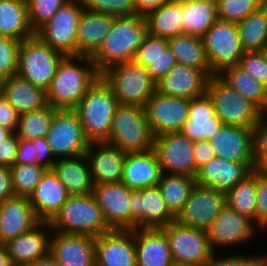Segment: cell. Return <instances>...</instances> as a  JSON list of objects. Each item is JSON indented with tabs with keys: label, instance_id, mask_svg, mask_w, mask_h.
Here are the masks:
<instances>
[{
	"label": "cell",
	"instance_id": "1",
	"mask_svg": "<svg viewBox=\"0 0 267 266\" xmlns=\"http://www.w3.org/2000/svg\"><path fill=\"white\" fill-rule=\"evenodd\" d=\"M101 74L89 56H66L46 90L47 104L73 110Z\"/></svg>",
	"mask_w": 267,
	"mask_h": 266
},
{
	"label": "cell",
	"instance_id": "2",
	"mask_svg": "<svg viewBox=\"0 0 267 266\" xmlns=\"http://www.w3.org/2000/svg\"><path fill=\"white\" fill-rule=\"evenodd\" d=\"M148 34L146 18L138 14L117 16L102 46L91 57L101 74L114 65L134 60Z\"/></svg>",
	"mask_w": 267,
	"mask_h": 266
},
{
	"label": "cell",
	"instance_id": "3",
	"mask_svg": "<svg viewBox=\"0 0 267 266\" xmlns=\"http://www.w3.org/2000/svg\"><path fill=\"white\" fill-rule=\"evenodd\" d=\"M111 87L100 76L73 109L89 142H106L118 106Z\"/></svg>",
	"mask_w": 267,
	"mask_h": 266
},
{
	"label": "cell",
	"instance_id": "4",
	"mask_svg": "<svg viewBox=\"0 0 267 266\" xmlns=\"http://www.w3.org/2000/svg\"><path fill=\"white\" fill-rule=\"evenodd\" d=\"M53 231L99 237L111 231L101 208L91 194L69 195L67 201L49 221Z\"/></svg>",
	"mask_w": 267,
	"mask_h": 266
},
{
	"label": "cell",
	"instance_id": "5",
	"mask_svg": "<svg viewBox=\"0 0 267 266\" xmlns=\"http://www.w3.org/2000/svg\"><path fill=\"white\" fill-rule=\"evenodd\" d=\"M155 136L144 107L118 104L106 143L125 153L147 152L153 149Z\"/></svg>",
	"mask_w": 267,
	"mask_h": 266
},
{
	"label": "cell",
	"instance_id": "6",
	"mask_svg": "<svg viewBox=\"0 0 267 266\" xmlns=\"http://www.w3.org/2000/svg\"><path fill=\"white\" fill-rule=\"evenodd\" d=\"M101 77L111 87L119 104L144 107L156 91L148 69L135 60L107 68Z\"/></svg>",
	"mask_w": 267,
	"mask_h": 266
},
{
	"label": "cell",
	"instance_id": "7",
	"mask_svg": "<svg viewBox=\"0 0 267 266\" xmlns=\"http://www.w3.org/2000/svg\"><path fill=\"white\" fill-rule=\"evenodd\" d=\"M205 93L212 101L215 115L224 125L254 128L263 114L217 74L209 77Z\"/></svg>",
	"mask_w": 267,
	"mask_h": 266
},
{
	"label": "cell",
	"instance_id": "8",
	"mask_svg": "<svg viewBox=\"0 0 267 266\" xmlns=\"http://www.w3.org/2000/svg\"><path fill=\"white\" fill-rule=\"evenodd\" d=\"M65 57L35 34L21 41L16 75L46 91Z\"/></svg>",
	"mask_w": 267,
	"mask_h": 266
},
{
	"label": "cell",
	"instance_id": "9",
	"mask_svg": "<svg viewBox=\"0 0 267 266\" xmlns=\"http://www.w3.org/2000/svg\"><path fill=\"white\" fill-rule=\"evenodd\" d=\"M82 0H69L35 34L65 56H77L76 31L83 12Z\"/></svg>",
	"mask_w": 267,
	"mask_h": 266
},
{
	"label": "cell",
	"instance_id": "10",
	"mask_svg": "<svg viewBox=\"0 0 267 266\" xmlns=\"http://www.w3.org/2000/svg\"><path fill=\"white\" fill-rule=\"evenodd\" d=\"M55 159L85 155L89 141L74 110L57 109L45 136Z\"/></svg>",
	"mask_w": 267,
	"mask_h": 266
},
{
	"label": "cell",
	"instance_id": "11",
	"mask_svg": "<svg viewBox=\"0 0 267 266\" xmlns=\"http://www.w3.org/2000/svg\"><path fill=\"white\" fill-rule=\"evenodd\" d=\"M168 239L174 264L207 266L214 255L207 232L171 222L161 228Z\"/></svg>",
	"mask_w": 267,
	"mask_h": 266
},
{
	"label": "cell",
	"instance_id": "12",
	"mask_svg": "<svg viewBox=\"0 0 267 266\" xmlns=\"http://www.w3.org/2000/svg\"><path fill=\"white\" fill-rule=\"evenodd\" d=\"M202 39L210 68L215 74L228 66L238 65L244 50L237 23L217 20Z\"/></svg>",
	"mask_w": 267,
	"mask_h": 266
},
{
	"label": "cell",
	"instance_id": "13",
	"mask_svg": "<svg viewBox=\"0 0 267 266\" xmlns=\"http://www.w3.org/2000/svg\"><path fill=\"white\" fill-rule=\"evenodd\" d=\"M153 150L162 173L196 177L194 142L181 132L156 136Z\"/></svg>",
	"mask_w": 267,
	"mask_h": 266
},
{
	"label": "cell",
	"instance_id": "14",
	"mask_svg": "<svg viewBox=\"0 0 267 266\" xmlns=\"http://www.w3.org/2000/svg\"><path fill=\"white\" fill-rule=\"evenodd\" d=\"M225 206L226 193L196 183L175 221L182 226L206 231Z\"/></svg>",
	"mask_w": 267,
	"mask_h": 266
},
{
	"label": "cell",
	"instance_id": "15",
	"mask_svg": "<svg viewBox=\"0 0 267 266\" xmlns=\"http://www.w3.org/2000/svg\"><path fill=\"white\" fill-rule=\"evenodd\" d=\"M260 231L250 218L237 213L227 205L206 230L209 244L215 253L218 248L228 249L234 245L237 248L239 244H246L250 239L256 238Z\"/></svg>",
	"mask_w": 267,
	"mask_h": 266
},
{
	"label": "cell",
	"instance_id": "16",
	"mask_svg": "<svg viewBox=\"0 0 267 266\" xmlns=\"http://www.w3.org/2000/svg\"><path fill=\"white\" fill-rule=\"evenodd\" d=\"M190 99L155 91L144 106L154 136L180 132L188 120Z\"/></svg>",
	"mask_w": 267,
	"mask_h": 266
},
{
	"label": "cell",
	"instance_id": "17",
	"mask_svg": "<svg viewBox=\"0 0 267 266\" xmlns=\"http://www.w3.org/2000/svg\"><path fill=\"white\" fill-rule=\"evenodd\" d=\"M131 230L137 228H162L175 221L158 186L131 192Z\"/></svg>",
	"mask_w": 267,
	"mask_h": 266
},
{
	"label": "cell",
	"instance_id": "18",
	"mask_svg": "<svg viewBox=\"0 0 267 266\" xmlns=\"http://www.w3.org/2000/svg\"><path fill=\"white\" fill-rule=\"evenodd\" d=\"M132 191L122 182L93 186L92 195L111 229L131 230L130 201Z\"/></svg>",
	"mask_w": 267,
	"mask_h": 266
},
{
	"label": "cell",
	"instance_id": "19",
	"mask_svg": "<svg viewBox=\"0 0 267 266\" xmlns=\"http://www.w3.org/2000/svg\"><path fill=\"white\" fill-rule=\"evenodd\" d=\"M52 234L49 222L41 221L32 230L4 243L13 265L29 266L48 257Z\"/></svg>",
	"mask_w": 267,
	"mask_h": 266
},
{
	"label": "cell",
	"instance_id": "20",
	"mask_svg": "<svg viewBox=\"0 0 267 266\" xmlns=\"http://www.w3.org/2000/svg\"><path fill=\"white\" fill-rule=\"evenodd\" d=\"M96 266H137L133 230L112 229L95 240Z\"/></svg>",
	"mask_w": 267,
	"mask_h": 266
},
{
	"label": "cell",
	"instance_id": "21",
	"mask_svg": "<svg viewBox=\"0 0 267 266\" xmlns=\"http://www.w3.org/2000/svg\"><path fill=\"white\" fill-rule=\"evenodd\" d=\"M96 237L53 231L50 255L62 266H96Z\"/></svg>",
	"mask_w": 267,
	"mask_h": 266
},
{
	"label": "cell",
	"instance_id": "22",
	"mask_svg": "<svg viewBox=\"0 0 267 266\" xmlns=\"http://www.w3.org/2000/svg\"><path fill=\"white\" fill-rule=\"evenodd\" d=\"M125 152L106 142H90L85 152L94 185L121 182Z\"/></svg>",
	"mask_w": 267,
	"mask_h": 266
},
{
	"label": "cell",
	"instance_id": "23",
	"mask_svg": "<svg viewBox=\"0 0 267 266\" xmlns=\"http://www.w3.org/2000/svg\"><path fill=\"white\" fill-rule=\"evenodd\" d=\"M208 79L200 69L176 64L156 83V91L167 96L192 99L205 94Z\"/></svg>",
	"mask_w": 267,
	"mask_h": 266
},
{
	"label": "cell",
	"instance_id": "24",
	"mask_svg": "<svg viewBox=\"0 0 267 266\" xmlns=\"http://www.w3.org/2000/svg\"><path fill=\"white\" fill-rule=\"evenodd\" d=\"M253 170V163L234 162L215 157L198 170L195 180L201 186L212 187L227 193Z\"/></svg>",
	"mask_w": 267,
	"mask_h": 266
},
{
	"label": "cell",
	"instance_id": "25",
	"mask_svg": "<svg viewBox=\"0 0 267 266\" xmlns=\"http://www.w3.org/2000/svg\"><path fill=\"white\" fill-rule=\"evenodd\" d=\"M209 143L216 157L253 163V128L224 125Z\"/></svg>",
	"mask_w": 267,
	"mask_h": 266
},
{
	"label": "cell",
	"instance_id": "26",
	"mask_svg": "<svg viewBox=\"0 0 267 266\" xmlns=\"http://www.w3.org/2000/svg\"><path fill=\"white\" fill-rule=\"evenodd\" d=\"M188 114V120L180 132L193 142L211 140L224 126L215 115L212 101L206 93L190 99Z\"/></svg>",
	"mask_w": 267,
	"mask_h": 266
},
{
	"label": "cell",
	"instance_id": "27",
	"mask_svg": "<svg viewBox=\"0 0 267 266\" xmlns=\"http://www.w3.org/2000/svg\"><path fill=\"white\" fill-rule=\"evenodd\" d=\"M41 221L29 197L13 196L1 203V244L32 230Z\"/></svg>",
	"mask_w": 267,
	"mask_h": 266
},
{
	"label": "cell",
	"instance_id": "28",
	"mask_svg": "<svg viewBox=\"0 0 267 266\" xmlns=\"http://www.w3.org/2000/svg\"><path fill=\"white\" fill-rule=\"evenodd\" d=\"M68 197L66 187L53 169H46L29 200L37 218L42 222H49Z\"/></svg>",
	"mask_w": 267,
	"mask_h": 266
},
{
	"label": "cell",
	"instance_id": "29",
	"mask_svg": "<svg viewBox=\"0 0 267 266\" xmlns=\"http://www.w3.org/2000/svg\"><path fill=\"white\" fill-rule=\"evenodd\" d=\"M162 175L157 155L147 152L126 153L121 182L132 190L158 186Z\"/></svg>",
	"mask_w": 267,
	"mask_h": 266
},
{
	"label": "cell",
	"instance_id": "30",
	"mask_svg": "<svg viewBox=\"0 0 267 266\" xmlns=\"http://www.w3.org/2000/svg\"><path fill=\"white\" fill-rule=\"evenodd\" d=\"M137 266H173L171 249L161 228L134 229Z\"/></svg>",
	"mask_w": 267,
	"mask_h": 266
},
{
	"label": "cell",
	"instance_id": "31",
	"mask_svg": "<svg viewBox=\"0 0 267 266\" xmlns=\"http://www.w3.org/2000/svg\"><path fill=\"white\" fill-rule=\"evenodd\" d=\"M115 16L83 10L76 31L77 56L92 57L111 30Z\"/></svg>",
	"mask_w": 267,
	"mask_h": 266
},
{
	"label": "cell",
	"instance_id": "32",
	"mask_svg": "<svg viewBox=\"0 0 267 266\" xmlns=\"http://www.w3.org/2000/svg\"><path fill=\"white\" fill-rule=\"evenodd\" d=\"M0 93L20 115L47 105L46 91L17 75L0 81Z\"/></svg>",
	"mask_w": 267,
	"mask_h": 266
},
{
	"label": "cell",
	"instance_id": "33",
	"mask_svg": "<svg viewBox=\"0 0 267 266\" xmlns=\"http://www.w3.org/2000/svg\"><path fill=\"white\" fill-rule=\"evenodd\" d=\"M52 169L69 195L92 193L94 184L85 155L56 159Z\"/></svg>",
	"mask_w": 267,
	"mask_h": 266
},
{
	"label": "cell",
	"instance_id": "34",
	"mask_svg": "<svg viewBox=\"0 0 267 266\" xmlns=\"http://www.w3.org/2000/svg\"><path fill=\"white\" fill-rule=\"evenodd\" d=\"M168 47L177 64L202 70L208 77L215 75L211 70L202 37L182 34L168 38Z\"/></svg>",
	"mask_w": 267,
	"mask_h": 266
},
{
	"label": "cell",
	"instance_id": "35",
	"mask_svg": "<svg viewBox=\"0 0 267 266\" xmlns=\"http://www.w3.org/2000/svg\"><path fill=\"white\" fill-rule=\"evenodd\" d=\"M35 35L28 20L27 0H0V36L23 41Z\"/></svg>",
	"mask_w": 267,
	"mask_h": 266
},
{
	"label": "cell",
	"instance_id": "36",
	"mask_svg": "<svg viewBox=\"0 0 267 266\" xmlns=\"http://www.w3.org/2000/svg\"><path fill=\"white\" fill-rule=\"evenodd\" d=\"M183 34L202 37L218 20L216 0H182Z\"/></svg>",
	"mask_w": 267,
	"mask_h": 266
},
{
	"label": "cell",
	"instance_id": "37",
	"mask_svg": "<svg viewBox=\"0 0 267 266\" xmlns=\"http://www.w3.org/2000/svg\"><path fill=\"white\" fill-rule=\"evenodd\" d=\"M217 75L264 113L267 108V87L265 85L258 82L238 65L228 66Z\"/></svg>",
	"mask_w": 267,
	"mask_h": 266
},
{
	"label": "cell",
	"instance_id": "38",
	"mask_svg": "<svg viewBox=\"0 0 267 266\" xmlns=\"http://www.w3.org/2000/svg\"><path fill=\"white\" fill-rule=\"evenodd\" d=\"M145 18L151 35L170 38L183 34L182 0H170Z\"/></svg>",
	"mask_w": 267,
	"mask_h": 266
},
{
	"label": "cell",
	"instance_id": "39",
	"mask_svg": "<svg viewBox=\"0 0 267 266\" xmlns=\"http://www.w3.org/2000/svg\"><path fill=\"white\" fill-rule=\"evenodd\" d=\"M244 52L260 51L267 43V2L237 23Z\"/></svg>",
	"mask_w": 267,
	"mask_h": 266
},
{
	"label": "cell",
	"instance_id": "40",
	"mask_svg": "<svg viewBox=\"0 0 267 266\" xmlns=\"http://www.w3.org/2000/svg\"><path fill=\"white\" fill-rule=\"evenodd\" d=\"M195 177L162 173L158 187L169 211L176 217L190 198Z\"/></svg>",
	"mask_w": 267,
	"mask_h": 266
},
{
	"label": "cell",
	"instance_id": "41",
	"mask_svg": "<svg viewBox=\"0 0 267 266\" xmlns=\"http://www.w3.org/2000/svg\"><path fill=\"white\" fill-rule=\"evenodd\" d=\"M256 170L226 193V205L237 213L247 216L255 224Z\"/></svg>",
	"mask_w": 267,
	"mask_h": 266
},
{
	"label": "cell",
	"instance_id": "42",
	"mask_svg": "<svg viewBox=\"0 0 267 266\" xmlns=\"http://www.w3.org/2000/svg\"><path fill=\"white\" fill-rule=\"evenodd\" d=\"M56 110L47 104L41 109L21 114L15 132L17 137L29 141L45 137Z\"/></svg>",
	"mask_w": 267,
	"mask_h": 266
},
{
	"label": "cell",
	"instance_id": "43",
	"mask_svg": "<svg viewBox=\"0 0 267 266\" xmlns=\"http://www.w3.org/2000/svg\"><path fill=\"white\" fill-rule=\"evenodd\" d=\"M10 169L14 194L25 197H29L34 192L46 171V168L42 165L26 164H14Z\"/></svg>",
	"mask_w": 267,
	"mask_h": 266
},
{
	"label": "cell",
	"instance_id": "44",
	"mask_svg": "<svg viewBox=\"0 0 267 266\" xmlns=\"http://www.w3.org/2000/svg\"><path fill=\"white\" fill-rule=\"evenodd\" d=\"M267 0H216L218 20L239 23Z\"/></svg>",
	"mask_w": 267,
	"mask_h": 266
},
{
	"label": "cell",
	"instance_id": "45",
	"mask_svg": "<svg viewBox=\"0 0 267 266\" xmlns=\"http://www.w3.org/2000/svg\"><path fill=\"white\" fill-rule=\"evenodd\" d=\"M69 0H27L28 20L36 32L49 21L57 10Z\"/></svg>",
	"mask_w": 267,
	"mask_h": 266
},
{
	"label": "cell",
	"instance_id": "46",
	"mask_svg": "<svg viewBox=\"0 0 267 266\" xmlns=\"http://www.w3.org/2000/svg\"><path fill=\"white\" fill-rule=\"evenodd\" d=\"M21 41L0 36V81L16 75Z\"/></svg>",
	"mask_w": 267,
	"mask_h": 266
},
{
	"label": "cell",
	"instance_id": "47",
	"mask_svg": "<svg viewBox=\"0 0 267 266\" xmlns=\"http://www.w3.org/2000/svg\"><path fill=\"white\" fill-rule=\"evenodd\" d=\"M253 167L263 172L267 168V115L262 114L253 128Z\"/></svg>",
	"mask_w": 267,
	"mask_h": 266
},
{
	"label": "cell",
	"instance_id": "48",
	"mask_svg": "<svg viewBox=\"0 0 267 266\" xmlns=\"http://www.w3.org/2000/svg\"><path fill=\"white\" fill-rule=\"evenodd\" d=\"M168 48V38L147 34L139 46L134 60L146 68Z\"/></svg>",
	"mask_w": 267,
	"mask_h": 266
},
{
	"label": "cell",
	"instance_id": "49",
	"mask_svg": "<svg viewBox=\"0 0 267 266\" xmlns=\"http://www.w3.org/2000/svg\"><path fill=\"white\" fill-rule=\"evenodd\" d=\"M82 4L85 10L115 17L136 14L133 0H82Z\"/></svg>",
	"mask_w": 267,
	"mask_h": 266
},
{
	"label": "cell",
	"instance_id": "50",
	"mask_svg": "<svg viewBox=\"0 0 267 266\" xmlns=\"http://www.w3.org/2000/svg\"><path fill=\"white\" fill-rule=\"evenodd\" d=\"M238 66L267 87V63L259 51L244 52Z\"/></svg>",
	"mask_w": 267,
	"mask_h": 266
},
{
	"label": "cell",
	"instance_id": "51",
	"mask_svg": "<svg viewBox=\"0 0 267 266\" xmlns=\"http://www.w3.org/2000/svg\"><path fill=\"white\" fill-rule=\"evenodd\" d=\"M256 197L255 225L260 230H267V175L256 171Z\"/></svg>",
	"mask_w": 267,
	"mask_h": 266
},
{
	"label": "cell",
	"instance_id": "52",
	"mask_svg": "<svg viewBox=\"0 0 267 266\" xmlns=\"http://www.w3.org/2000/svg\"><path fill=\"white\" fill-rule=\"evenodd\" d=\"M229 254V255H228ZM242 253L225 254L223 257L214 253L207 266H259V255H241ZM221 256V257H220Z\"/></svg>",
	"mask_w": 267,
	"mask_h": 266
},
{
	"label": "cell",
	"instance_id": "53",
	"mask_svg": "<svg viewBox=\"0 0 267 266\" xmlns=\"http://www.w3.org/2000/svg\"><path fill=\"white\" fill-rule=\"evenodd\" d=\"M177 64L176 58L169 49V47L162 53V55L153 61L148 67V72L152 80L159 82L171 69Z\"/></svg>",
	"mask_w": 267,
	"mask_h": 266
},
{
	"label": "cell",
	"instance_id": "54",
	"mask_svg": "<svg viewBox=\"0 0 267 266\" xmlns=\"http://www.w3.org/2000/svg\"><path fill=\"white\" fill-rule=\"evenodd\" d=\"M20 114L0 93V126L16 132Z\"/></svg>",
	"mask_w": 267,
	"mask_h": 266
},
{
	"label": "cell",
	"instance_id": "55",
	"mask_svg": "<svg viewBox=\"0 0 267 266\" xmlns=\"http://www.w3.org/2000/svg\"><path fill=\"white\" fill-rule=\"evenodd\" d=\"M19 138L13 132L4 142H0V166L11 167L17 154Z\"/></svg>",
	"mask_w": 267,
	"mask_h": 266
},
{
	"label": "cell",
	"instance_id": "56",
	"mask_svg": "<svg viewBox=\"0 0 267 266\" xmlns=\"http://www.w3.org/2000/svg\"><path fill=\"white\" fill-rule=\"evenodd\" d=\"M14 164L37 165L36 144L29 140L19 139Z\"/></svg>",
	"mask_w": 267,
	"mask_h": 266
},
{
	"label": "cell",
	"instance_id": "57",
	"mask_svg": "<svg viewBox=\"0 0 267 266\" xmlns=\"http://www.w3.org/2000/svg\"><path fill=\"white\" fill-rule=\"evenodd\" d=\"M215 157L216 154L211 148L209 141L202 140L194 142V162L197 171Z\"/></svg>",
	"mask_w": 267,
	"mask_h": 266
},
{
	"label": "cell",
	"instance_id": "58",
	"mask_svg": "<svg viewBox=\"0 0 267 266\" xmlns=\"http://www.w3.org/2000/svg\"><path fill=\"white\" fill-rule=\"evenodd\" d=\"M33 144H36L37 150V165H42L46 169H52L56 159L54 158L49 145L45 137L38 138L31 141Z\"/></svg>",
	"mask_w": 267,
	"mask_h": 266
},
{
	"label": "cell",
	"instance_id": "59",
	"mask_svg": "<svg viewBox=\"0 0 267 266\" xmlns=\"http://www.w3.org/2000/svg\"><path fill=\"white\" fill-rule=\"evenodd\" d=\"M15 196L12 186L11 169L7 166H0V203Z\"/></svg>",
	"mask_w": 267,
	"mask_h": 266
},
{
	"label": "cell",
	"instance_id": "60",
	"mask_svg": "<svg viewBox=\"0 0 267 266\" xmlns=\"http://www.w3.org/2000/svg\"><path fill=\"white\" fill-rule=\"evenodd\" d=\"M170 0H133L136 14L146 17L150 12L158 9Z\"/></svg>",
	"mask_w": 267,
	"mask_h": 266
},
{
	"label": "cell",
	"instance_id": "61",
	"mask_svg": "<svg viewBox=\"0 0 267 266\" xmlns=\"http://www.w3.org/2000/svg\"><path fill=\"white\" fill-rule=\"evenodd\" d=\"M0 266H14L4 244H0Z\"/></svg>",
	"mask_w": 267,
	"mask_h": 266
},
{
	"label": "cell",
	"instance_id": "62",
	"mask_svg": "<svg viewBox=\"0 0 267 266\" xmlns=\"http://www.w3.org/2000/svg\"><path fill=\"white\" fill-rule=\"evenodd\" d=\"M29 266H62V265L58 263L51 255H49L48 257L40 259Z\"/></svg>",
	"mask_w": 267,
	"mask_h": 266
},
{
	"label": "cell",
	"instance_id": "63",
	"mask_svg": "<svg viewBox=\"0 0 267 266\" xmlns=\"http://www.w3.org/2000/svg\"><path fill=\"white\" fill-rule=\"evenodd\" d=\"M13 132L5 127L0 126V142H4Z\"/></svg>",
	"mask_w": 267,
	"mask_h": 266
},
{
	"label": "cell",
	"instance_id": "64",
	"mask_svg": "<svg viewBox=\"0 0 267 266\" xmlns=\"http://www.w3.org/2000/svg\"><path fill=\"white\" fill-rule=\"evenodd\" d=\"M259 266H267V251L259 256Z\"/></svg>",
	"mask_w": 267,
	"mask_h": 266
},
{
	"label": "cell",
	"instance_id": "65",
	"mask_svg": "<svg viewBox=\"0 0 267 266\" xmlns=\"http://www.w3.org/2000/svg\"><path fill=\"white\" fill-rule=\"evenodd\" d=\"M259 52H260L261 55L263 56L264 61L267 63V43H265V44L263 45V47L260 49Z\"/></svg>",
	"mask_w": 267,
	"mask_h": 266
},
{
	"label": "cell",
	"instance_id": "66",
	"mask_svg": "<svg viewBox=\"0 0 267 266\" xmlns=\"http://www.w3.org/2000/svg\"><path fill=\"white\" fill-rule=\"evenodd\" d=\"M0 244H1V203H0Z\"/></svg>",
	"mask_w": 267,
	"mask_h": 266
},
{
	"label": "cell",
	"instance_id": "67",
	"mask_svg": "<svg viewBox=\"0 0 267 266\" xmlns=\"http://www.w3.org/2000/svg\"><path fill=\"white\" fill-rule=\"evenodd\" d=\"M173 266H198V265H189V264H174Z\"/></svg>",
	"mask_w": 267,
	"mask_h": 266
},
{
	"label": "cell",
	"instance_id": "68",
	"mask_svg": "<svg viewBox=\"0 0 267 266\" xmlns=\"http://www.w3.org/2000/svg\"><path fill=\"white\" fill-rule=\"evenodd\" d=\"M263 173H265L267 175V168L263 171Z\"/></svg>",
	"mask_w": 267,
	"mask_h": 266
},
{
	"label": "cell",
	"instance_id": "69",
	"mask_svg": "<svg viewBox=\"0 0 267 266\" xmlns=\"http://www.w3.org/2000/svg\"><path fill=\"white\" fill-rule=\"evenodd\" d=\"M263 114L267 115V108H266V110L264 111V113H263Z\"/></svg>",
	"mask_w": 267,
	"mask_h": 266
}]
</instances>
